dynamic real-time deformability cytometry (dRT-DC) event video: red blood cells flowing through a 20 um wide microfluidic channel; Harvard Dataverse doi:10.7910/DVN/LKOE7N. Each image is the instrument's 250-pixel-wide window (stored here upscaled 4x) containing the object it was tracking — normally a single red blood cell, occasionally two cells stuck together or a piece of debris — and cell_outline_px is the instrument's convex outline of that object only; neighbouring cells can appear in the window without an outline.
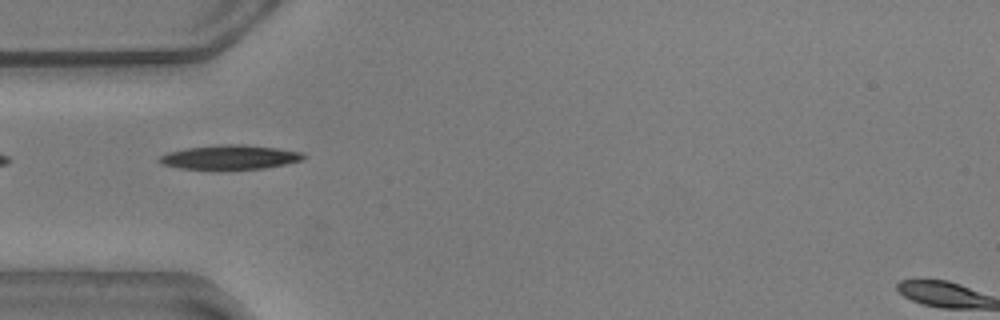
{"species": "common noctule bat (a hibernating species)", "species_latin": "Nyctalus noctula", "temperature_condition": "warm", "stored_images_in_passage": 14, "camera_frame_rate_fps": 3000, "um_per_image_px": 0.085, "animal": {"sex": "male", "body_mass_g": 20.5, "forearm_length_mm": 52.5}, "frame": {"image": 1, "passage_image": 1, "time_ms": 0.0, "image_size_px": [1000, 320], "cell_outline_px": [[304, 160], [264, 168], [216, 172], [180, 168], [160, 164], [156, 160], [160, 156], [168, 152], [188, 148], [220, 144], [244, 144], [276, 148], [304, 152]], "centroid_in_image_um": [19.49, 13.4], "position_along_channel_um": 65.5, "area_um2": 21.27}}